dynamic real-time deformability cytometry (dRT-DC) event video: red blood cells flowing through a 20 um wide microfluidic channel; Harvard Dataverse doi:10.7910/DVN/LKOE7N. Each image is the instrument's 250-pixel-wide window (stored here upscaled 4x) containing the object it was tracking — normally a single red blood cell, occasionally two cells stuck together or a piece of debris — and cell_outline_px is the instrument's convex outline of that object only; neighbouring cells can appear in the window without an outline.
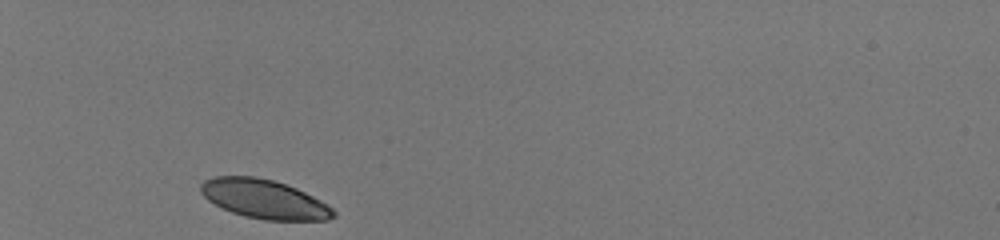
{"species": "human", "species_latin": "Homo sapiens", "temperature_condition": "room temperature", "stored_images_in_passage": 30, "camera_frame_rate_fps": 3000, "um_per_image_px": 0.085, "donor": {"sex": "male"}, "frame": {"image": 1, "passage_image": 1, "time_ms": 0.0, "image_size_px": [1000, 240], "cell_outline_px": [[336, 216], [328, 220], [264, 220], [244, 216], [232, 212], [208, 200], [200, 192], [200, 184], [204, 180], [212, 176], [256, 176], [272, 180], [296, 188], [328, 204], [336, 212]], "centroid_in_image_um": [22.46, 16.92], "position_along_channel_um": 62.5, "area_um2": 30.11}}
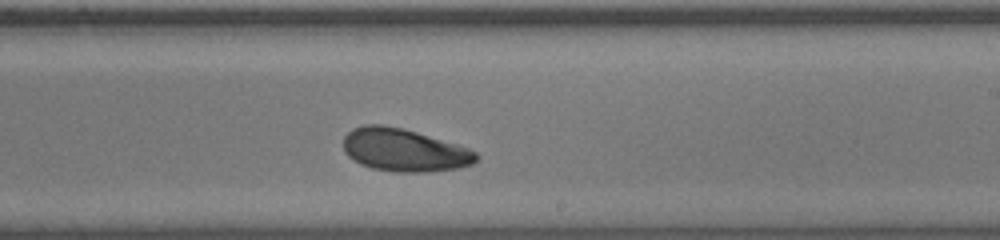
{"frame": {"image": 2, "passage_image": 18, "time_ms": 5.667, "image_size_px": [1000, 240], "cell_outline_px": [[480, 156], [472, 164], [456, 168], [424, 172], [392, 172], [372, 168], [360, 164], [348, 156], [344, 152], [344, 136], [352, 128], [364, 124], [384, 124], [404, 128], [456, 144], [468, 148], [476, 152]], "centroid_in_image_um": [34.32, 12.75], "position_along_channel_um": 254.7, "area_um2": 33.23}}
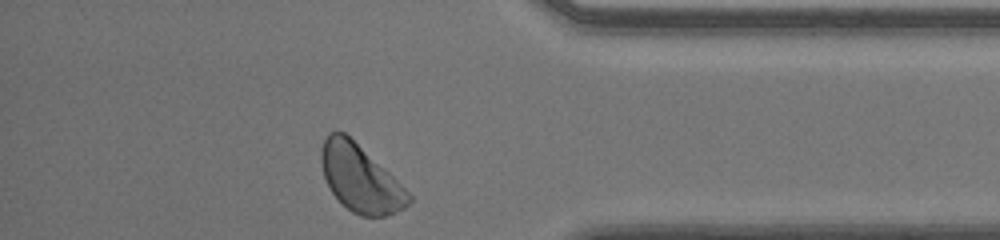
{"frame": {"image": 3, "passage_image": 30, "time_ms": 9.667, "image_size_px": [1000, 240], "cell_outline_px": [[412, 200], [404, 208], [384, 216], [360, 216], [352, 212], [332, 192], [324, 176], [320, 164], [320, 152], [324, 140], [328, 132], [344, 132], [388, 172], [412, 196]], "centroid_in_image_um": [30.59, 15.17], "position_along_channel_um": 404.6, "area_um2": 33.35}, "authors_computed_cell_mechanics": {"area_um2": 32.6281, "velocity_mm_per_s": 3.9861, "shape_relaxation_time_tau1_ms": 4.3727, "shape_relaxation_time_tau2_ms": 10.9264, "deformation_change_tau1": 0.1427, "deformation_change_tau2": 0.1496}}